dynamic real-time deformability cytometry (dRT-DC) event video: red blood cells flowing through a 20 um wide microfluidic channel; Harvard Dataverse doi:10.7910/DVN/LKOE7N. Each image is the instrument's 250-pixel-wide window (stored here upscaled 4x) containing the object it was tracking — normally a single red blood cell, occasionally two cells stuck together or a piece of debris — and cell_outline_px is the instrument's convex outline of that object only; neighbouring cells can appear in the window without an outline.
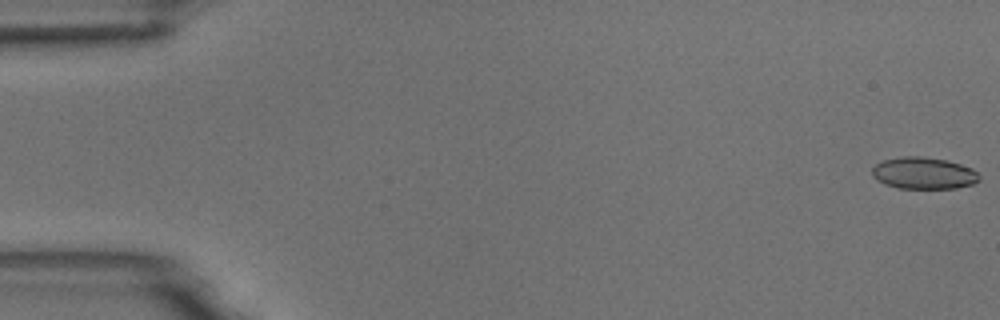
{"species": "common noctule bat (a hibernating species)", "species_latin": "Nyctalus noctula", "temperature_condition": "room temperature", "stored_images_in_passage": 6, "segment_of_instrument_passage": [1, 2], "camera_frame_rate_fps": 3000, "um_per_image_px": 0.085, "animal": {"sex": "male", "body_mass_g": 18.8}, "frame": {"image": 1, "passage_image": 1, "time_ms": 0.0, "image_size_px": [1000, 320], "cell_outline_px": [[980, 180], [972, 184], [956, 188], [896, 188], [884, 184], [876, 180], [872, 176], [872, 168], [876, 164], [884, 160], [900, 156], [920, 156], [948, 160], [972, 168], [980, 176]], "centroid_in_image_um": [78.49, 14.71], "position_along_channel_um": 6.5, "area_um2": 20.0}}